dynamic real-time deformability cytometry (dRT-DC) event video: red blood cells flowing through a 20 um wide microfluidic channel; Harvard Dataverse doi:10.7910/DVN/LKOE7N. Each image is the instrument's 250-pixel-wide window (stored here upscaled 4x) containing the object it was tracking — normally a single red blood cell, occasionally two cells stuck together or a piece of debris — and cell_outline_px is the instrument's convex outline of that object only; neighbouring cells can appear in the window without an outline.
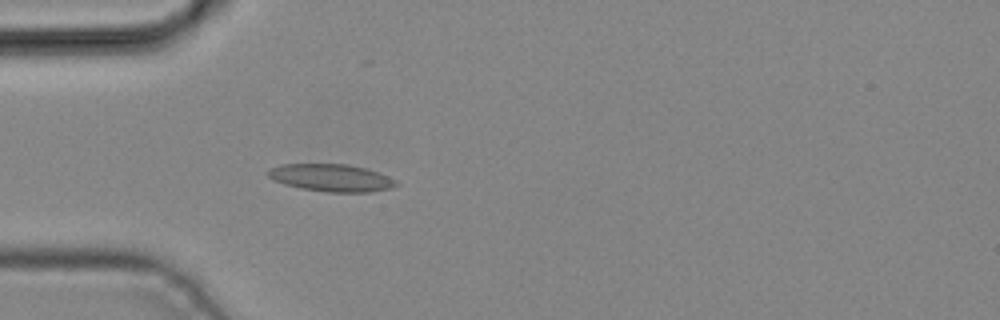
{"species": "common noctule bat (a hibernating species)", "species_latin": "Nyctalus noctula", "temperature_condition": "cold", "stored_images_in_passage": 4, "camera_frame_rate_fps": 3000, "um_per_image_px": 0.085, "animal": {"sex": "male", "body_mass_g": 19.2, "forearm_length_mm": 51.8}, "frame": {"image": 1, "passage_image": 4, "time_ms": 1.0, "image_size_px": [1000, 320], "cell_outline_px": [[400, 184], [392, 188], [368, 192], [328, 192], [300, 188], [284, 184], [272, 180], [264, 172], [268, 168], [280, 164], [348, 164], [364, 168], [388, 176], [396, 180]], "centroid_in_image_um": [28.11, 15.11], "position_along_channel_um": 56.9, "area_um2": 20.63}}